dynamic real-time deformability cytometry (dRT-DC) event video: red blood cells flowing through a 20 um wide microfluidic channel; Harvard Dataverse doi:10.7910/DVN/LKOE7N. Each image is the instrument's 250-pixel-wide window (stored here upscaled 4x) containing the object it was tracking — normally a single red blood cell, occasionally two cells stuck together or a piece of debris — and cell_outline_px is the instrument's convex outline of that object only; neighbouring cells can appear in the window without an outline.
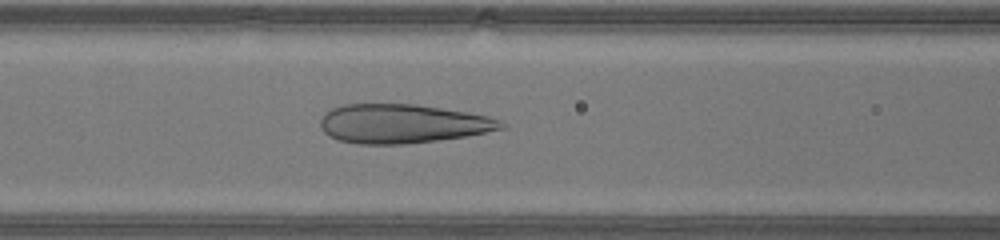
{"species": "human", "species_latin": "Homo sapiens", "temperature_condition": "warm", "stored_images_in_passage": 43, "camera_frame_rate_fps": 3000, "um_per_image_px": 0.085, "donor": {"sex": "male"}, "frame": {"image": 1, "passage_image": 17, "time_ms": 5.333, "image_size_px": [1000, 240], "cell_outline_px": [[508, 124], [504, 128], [464, 136], [408, 144], [356, 144], [340, 140], [324, 132], [320, 128], [320, 116], [324, 112], [332, 108], [344, 104], [416, 104], [468, 112], [488, 116], [500, 120]], "centroid_in_image_um": [34.18, 10.5], "position_along_channel_um": 132.4, "area_um2": 41.15}}
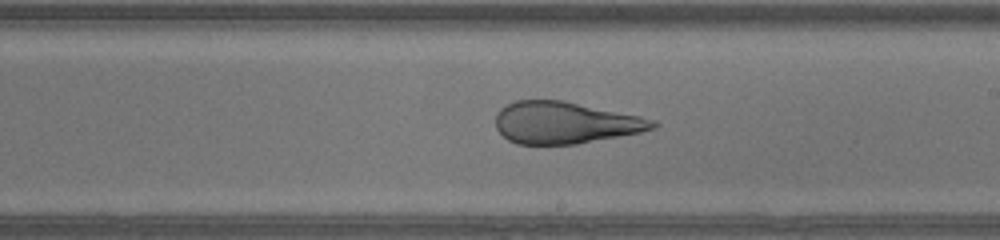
{"frame": {"image": 2, "passage_image": 24, "time_ms": 7.667, "image_size_px": [1000, 240], "cell_outline_px": [[660, 124], [656, 128], [640, 132], [576, 144], [516, 144], [508, 140], [496, 128], [496, 112], [500, 108], [516, 100], [564, 100], [640, 116], [656, 120]], "centroid_in_image_um": [48.03, 10.42], "position_along_channel_um": 241.0, "area_um2": 38.38}}
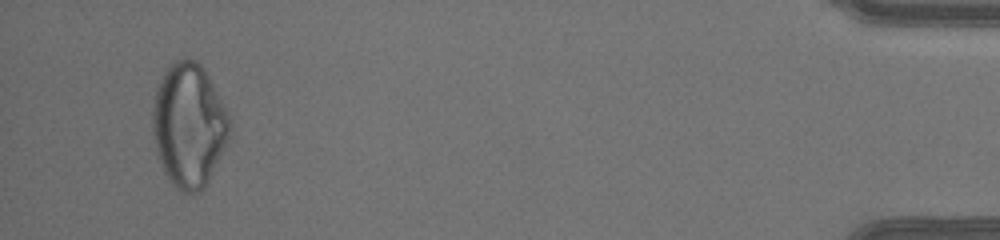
{"frame": {"image": 3, "passage_image": 41, "time_ms": 13.333, "image_size_px": [1000, 240], "cell_outline_px": [[232, 132], [204, 188], [200, 192], [180, 192], [172, 184], [164, 172], [156, 152], [152, 132], [152, 108], [156, 88], [164, 72], [176, 60], [184, 56], [188, 56], [196, 60], [204, 68], [228, 112], [232, 120]], "centroid_in_image_um": [16.06, 10.62], "position_along_channel_um": 419.1, "area_um2": 56.07}}